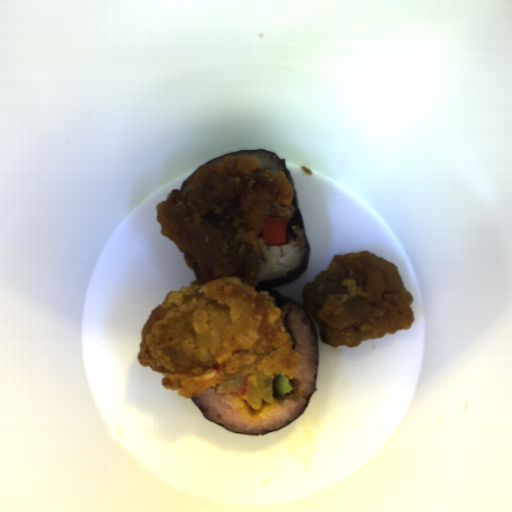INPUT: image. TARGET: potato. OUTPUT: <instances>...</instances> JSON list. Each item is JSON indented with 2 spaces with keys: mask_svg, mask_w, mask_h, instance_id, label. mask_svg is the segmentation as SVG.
<instances>
[{
  "mask_svg": "<svg viewBox=\"0 0 512 512\" xmlns=\"http://www.w3.org/2000/svg\"><path fill=\"white\" fill-rule=\"evenodd\" d=\"M276 375L253 373L246 375V389L244 394H239L254 409H259L263 402L272 403L273 385L272 382Z\"/></svg>",
  "mask_w": 512,
  "mask_h": 512,
  "instance_id": "72c452e6",
  "label": "potato"
}]
</instances>
